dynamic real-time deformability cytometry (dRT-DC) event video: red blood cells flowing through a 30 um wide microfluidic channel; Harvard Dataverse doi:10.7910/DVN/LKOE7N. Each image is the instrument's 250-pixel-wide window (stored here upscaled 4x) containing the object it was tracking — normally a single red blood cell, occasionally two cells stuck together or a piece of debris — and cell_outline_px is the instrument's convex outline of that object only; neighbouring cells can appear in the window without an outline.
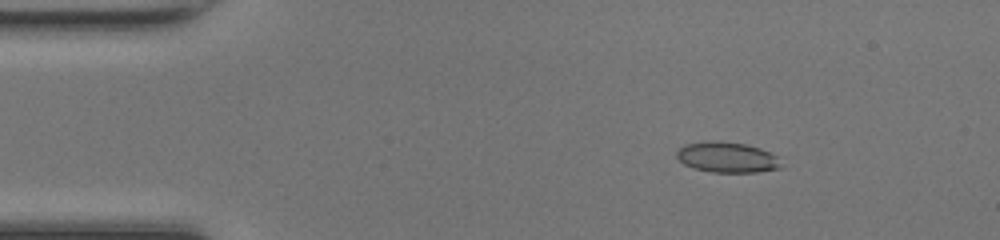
{"species": "common noctule bat (a hibernating species)", "species_latin": "Nyctalus noctula", "temperature_condition": "room temperature", "stored_images_in_passage": 48, "camera_frame_rate_fps": 3000, "um_per_image_px": 0.085, "animal": {"sex": "female", "body_mass_g": 17.0, "forearm_length_mm": 48.0}, "frame": {"image": 1, "passage_image": 7, "time_ms": 2.0, "image_size_px": [1000, 240], "cell_outline_px": [[780, 168], [756, 172], [712, 172], [692, 168], [684, 164], [676, 156], [676, 152], [684, 144], [712, 140], [744, 144], [760, 148], [776, 156], [780, 164]], "centroid_in_image_um": [61.75, 13.37], "position_along_channel_um": 23.2, "area_um2": 18.38}}
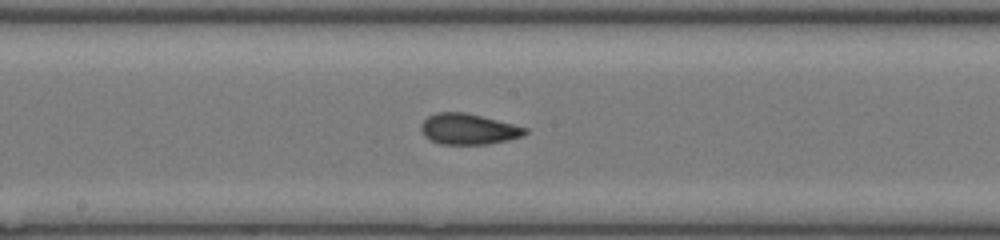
{"frame": {"image": 2, "passage_image": 25, "time_ms": 8.0, "image_size_px": [1000, 240], "cell_outline_px": [[528, 132], [520, 136], [508, 140], [488, 144], [440, 144], [424, 136], [420, 128], [420, 124], [428, 116], [436, 112], [464, 112], [528, 128]], "centroid_in_image_um": [39.78, 10.97], "position_along_channel_um": 208.4, "area_um2": 18.5}}
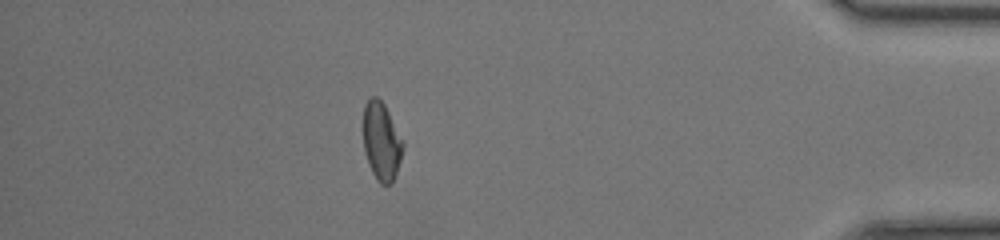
{"frame": {"image": 3, "passage_image": 42, "time_ms": 13.667, "image_size_px": [1000, 240], "cell_outline_px": [[404, 148], [396, 172], [392, 180], [388, 184], [380, 184], [376, 180], [368, 164], [364, 152], [364, 104], [372, 96], [376, 96], [384, 104], [404, 140]], "centroid_in_image_um": [32.43, 12.0], "position_along_channel_um": 402.8, "area_um2": 18.03}, "authors_computed_cell_mechanics": {"area_um2": 18.4382, "velocity_mm_per_s": 4.2999, "shape_relaxation_time_tau1_ms": null, "shape_relaxation_time_tau2_ms": 0.9402, "deformation_change_tau1": null, "deformation_change_tau2": 0.0644}}